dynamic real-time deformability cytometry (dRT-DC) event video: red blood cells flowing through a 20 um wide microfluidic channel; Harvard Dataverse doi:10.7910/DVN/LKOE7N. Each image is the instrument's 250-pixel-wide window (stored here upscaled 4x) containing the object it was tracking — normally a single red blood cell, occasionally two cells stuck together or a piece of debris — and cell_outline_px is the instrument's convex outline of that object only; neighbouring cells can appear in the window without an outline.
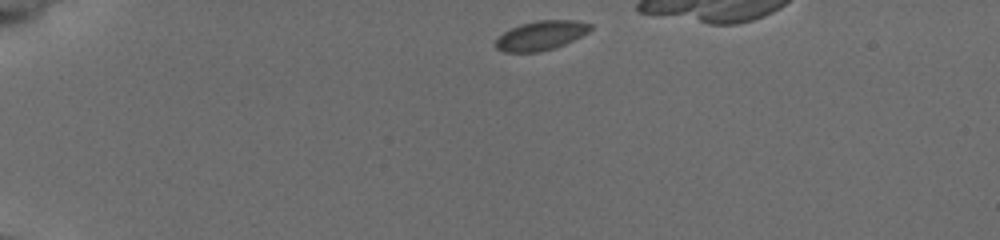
{"species": "common noctule bat (a hibernating species)", "species_latin": "Nyctalus noctula", "temperature_condition": "cold", "stored_images_in_passage": 35, "camera_frame_rate_fps": 3000, "um_per_image_px": 0.085, "animal": {"sex": "female", "body_mass_g": 19.5, "forearm_length_mm": 54.1}, "frame": {"image": 1, "passage_image": 1, "time_ms": 0.0, "image_size_px": [1000, 240], "cell_outline_px": [[592, 28], [588, 32], [556, 48], [540, 52], [504, 52], [496, 48], [496, 40], [504, 32], [520, 24], [536, 20], [576, 20], [592, 24]], "centroid_in_image_um": [45.99, 3.01], "position_along_channel_um": 39.0, "area_um2": 16.13}}
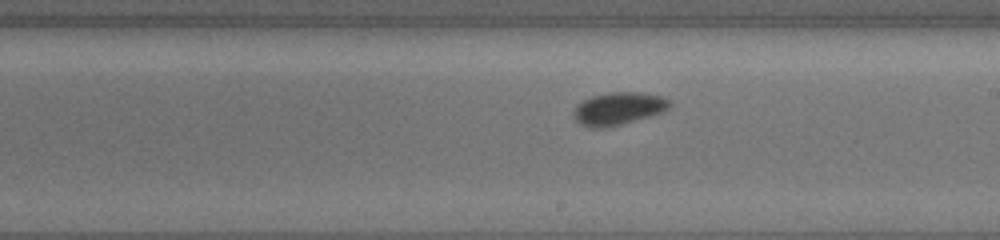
{"frame": {"image": 2, "passage_image": 22, "time_ms": 7.0, "image_size_px": [1000, 240], "cell_outline_px": [[672, 104], [664, 112], [620, 124], [604, 128], [592, 128], [580, 124], [572, 116], [572, 112], [576, 104], [592, 96], [612, 92], [636, 92], [664, 96], [672, 100]], "centroid_in_image_um": [52.57, 9.22], "position_along_channel_um": 236.4, "area_um2": 18.38}}
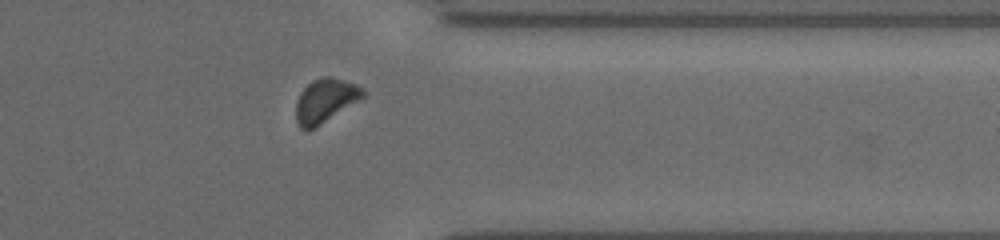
{"frame": {"image": 3, "passage_image": 34, "time_ms": 11.0, "image_size_px": [1000, 240], "cell_outline_px": [[364, 96], [320, 124], [312, 128], [300, 128], [296, 120], [296, 100], [300, 92], [312, 80], [324, 76], [328, 76], [344, 80], [356, 84], [364, 88]], "centroid_in_image_um": [27.62, 8.51], "position_along_channel_um": 383.8, "area_um2": 16.65}}